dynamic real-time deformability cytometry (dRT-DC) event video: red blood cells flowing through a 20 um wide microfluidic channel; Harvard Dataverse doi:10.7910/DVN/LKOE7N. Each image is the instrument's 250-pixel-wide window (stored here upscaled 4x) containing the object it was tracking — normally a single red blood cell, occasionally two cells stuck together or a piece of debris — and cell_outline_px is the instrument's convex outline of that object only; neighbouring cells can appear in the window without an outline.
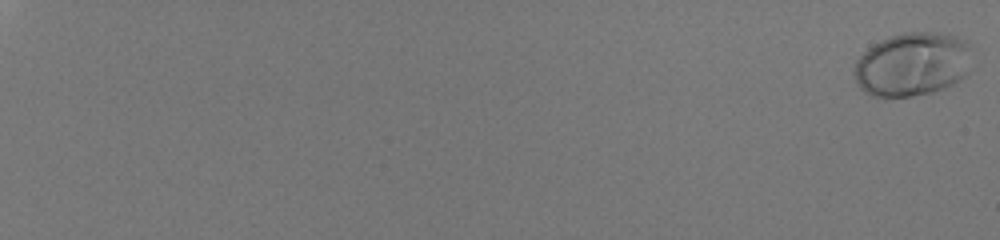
{"species": "human", "species_latin": "Homo sapiens", "temperature_condition": "room temperature", "stored_images_in_passage": 57, "camera_frame_rate_fps": 3000, "um_per_image_px": 0.085, "donor": {"sex": "male"}, "frame": {"image": 1, "passage_image": 1, "time_ms": 0.0, "image_size_px": [1000, 240], "cell_outline_px": [[972, 68], [968, 76], [944, 88], [932, 92], [912, 96], [884, 100], [872, 96], [864, 92], [860, 88], [856, 80], [852, 68], [856, 60], [868, 48], [880, 40], [888, 36], [904, 32], [936, 32], [956, 36], [968, 40]], "centroid_in_image_um": [77.55, 5.49], "position_along_channel_um": 7.4, "area_um2": 44.97}}
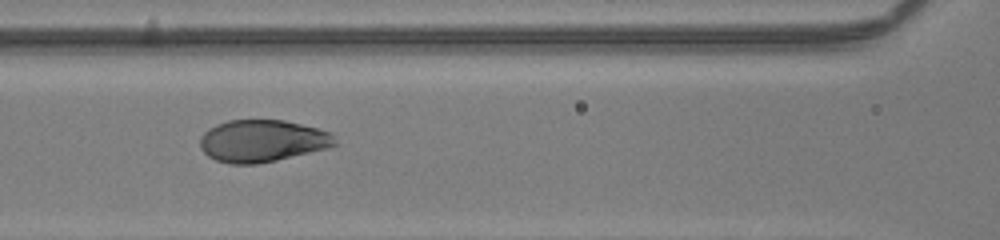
{"frame": {"image": 2, "passage_image": 33, "time_ms": 10.667, "image_size_px": [1000, 240], "cell_outline_px": [[340, 144], [328, 148], [276, 160], [256, 164], [232, 164], [216, 160], [208, 156], [200, 148], [200, 136], [208, 128], [216, 124], [228, 120], [284, 120], [332, 132]], "centroid_in_image_um": [22.31, 11.97], "position_along_channel_um": 144.3, "area_um2": 33.29}}
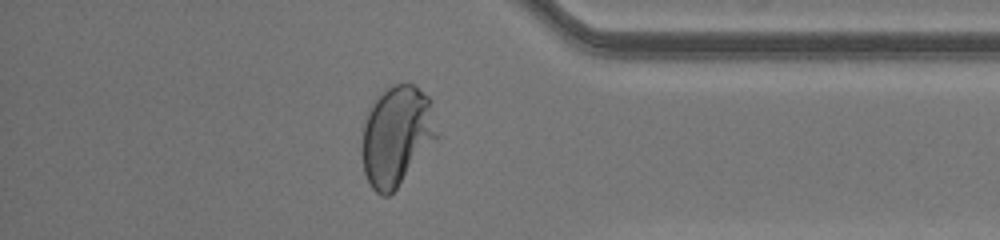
{"frame": {"image": 3, "passage_image": 52, "time_ms": 17.0, "image_size_px": [1000, 240], "cell_outline_px": [[440, 136], [396, 188], [388, 196], [384, 196], [376, 192], [372, 188], [364, 172], [360, 148], [364, 116], [368, 108], [384, 88], [392, 84], [412, 84], [428, 96], [432, 100]], "centroid_in_image_um": [33.71, 11.51], "position_along_channel_um": 401.5, "area_um2": 44.45}, "authors_computed_cell_mechanics": {"area_um2": 39.882, "velocity_mm_per_s": 4.1035, "shape_relaxation_time_tau1_ms": 2.204, "shape_relaxation_time_tau2_ms": null, "deformation_change_tau1": 0.1412, "deformation_change_tau2": null}}